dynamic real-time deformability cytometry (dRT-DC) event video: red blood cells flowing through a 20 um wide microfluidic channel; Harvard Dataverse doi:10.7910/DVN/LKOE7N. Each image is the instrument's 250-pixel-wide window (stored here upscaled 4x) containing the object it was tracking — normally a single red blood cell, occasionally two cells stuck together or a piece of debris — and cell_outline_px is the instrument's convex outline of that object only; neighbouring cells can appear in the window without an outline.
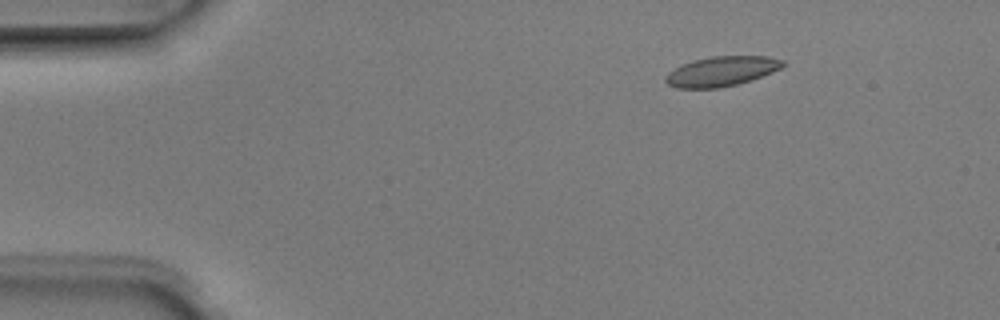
{"species": "Egyptian fruit bat (a non-hibernating species)", "species_latin": "Rousettus aegyptiacus", "temperature_condition": "room temperature", "stored_images_in_passage": 6, "camera_frame_rate_fps": 3000, "um_per_image_px": 0.085, "animal": {"sex": "male"}, "frame": {"image": 1, "passage_image": 2, "time_ms": 0.333, "image_size_px": [1000, 320], "cell_outline_px": [[784, 64], [780, 68], [772, 72], [736, 84], [716, 88], [676, 88], [668, 84], [664, 80], [664, 76], [668, 72], [692, 60], [712, 56], [768, 56], [784, 60]], "centroid_in_image_um": [61.29, 6.05], "position_along_channel_um": 23.7, "area_um2": 20.11}}
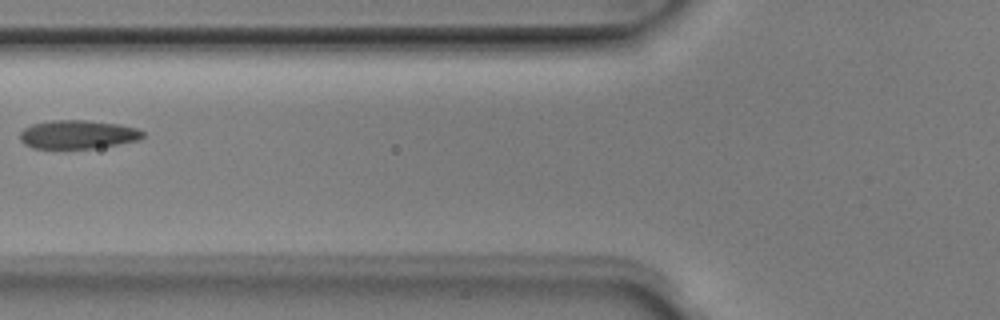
{"frame": {"image": 2, "passage_image": 5, "time_ms": 1.333, "image_size_px": [1000, 320], "cell_outline_px": [[144, 136], [140, 140], [92, 148], [32, 148], [24, 144], [20, 140], [20, 132], [24, 128], [32, 124], [52, 120], [88, 120], [120, 124], [136, 128], [144, 132]], "centroid_in_image_um": [6.6, 11.42], "position_along_channel_um": 119.2, "area_um2": 20.46}}
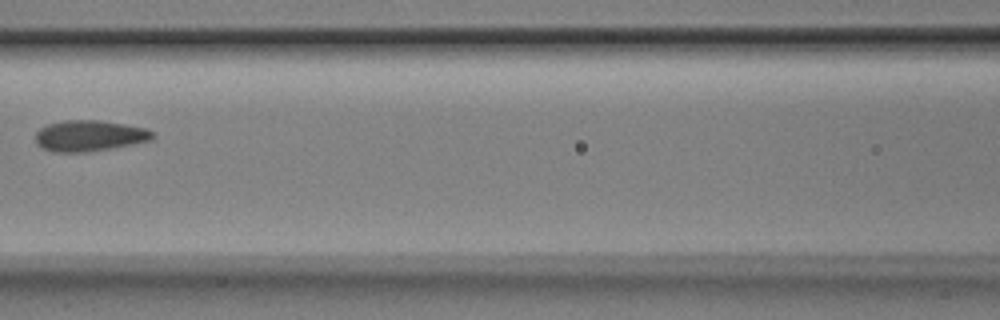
{"frame": {"image": 3, "passage_image": 6, "time_ms": 1.667, "image_size_px": [1000, 320], "cell_outline_px": [[156, 136], [152, 140], [112, 148], [88, 152], [52, 152], [40, 148], [36, 144], [36, 132], [40, 128], [48, 124], [64, 120], [96, 120], [124, 124], [144, 128], [156, 132]], "centroid_in_image_um": [7.59, 11.55], "position_along_channel_um": 159.0, "area_um2": 21.33}}